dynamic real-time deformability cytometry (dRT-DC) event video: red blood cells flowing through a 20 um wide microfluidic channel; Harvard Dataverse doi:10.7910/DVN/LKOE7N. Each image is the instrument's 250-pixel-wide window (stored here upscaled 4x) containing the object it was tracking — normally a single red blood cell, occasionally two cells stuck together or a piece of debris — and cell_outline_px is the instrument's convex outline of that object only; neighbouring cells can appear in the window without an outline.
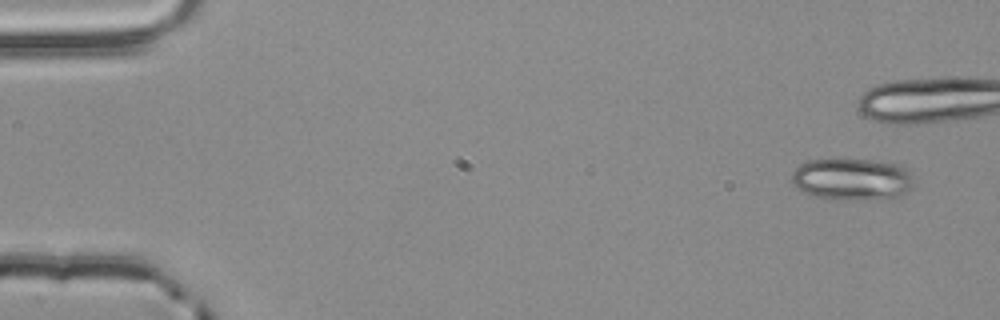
{"species": "common noctule bat (a hibernating species)", "species_latin": "Nyctalus noctula", "temperature_condition": "room temperature", "stored_images_in_passage": 5, "camera_frame_rate_fps": 3000, "um_per_image_px": 0.085, "animal": {"sex": "male", "body_mass_g": 20.4}, "frame": {"image": 1, "passage_image": 1, "time_ms": 0.0, "image_size_px": [1000, 320], "cell_outline_px": [[916, 180], [912, 188], [908, 192], [892, 200], [832, 200], [812, 196], [796, 188], [792, 184], [792, 172], [800, 164], [808, 160], [876, 160], [900, 164]], "centroid_in_image_um": [72.47, 15.28], "position_along_channel_um": 12.5, "area_um2": 30.69}}
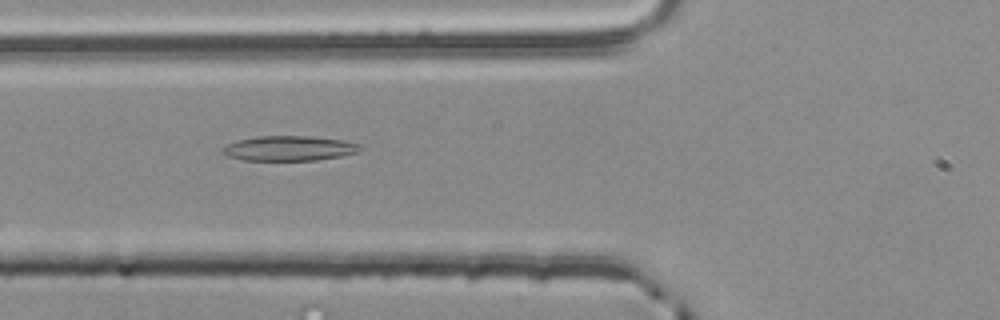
{"frame": {"image": 2, "passage_image": 5, "time_ms": 1.333, "image_size_px": [1000, 320], "cell_outline_px": [[364, 148], [356, 152], [340, 156], [316, 160], [244, 160], [228, 156], [220, 152], [220, 148], [236, 140], [256, 136], [308, 136], [344, 140], [364, 144]], "centroid_in_image_um": [24.58, 12.6], "position_along_channel_um": 101.2, "area_um2": 20.17}}